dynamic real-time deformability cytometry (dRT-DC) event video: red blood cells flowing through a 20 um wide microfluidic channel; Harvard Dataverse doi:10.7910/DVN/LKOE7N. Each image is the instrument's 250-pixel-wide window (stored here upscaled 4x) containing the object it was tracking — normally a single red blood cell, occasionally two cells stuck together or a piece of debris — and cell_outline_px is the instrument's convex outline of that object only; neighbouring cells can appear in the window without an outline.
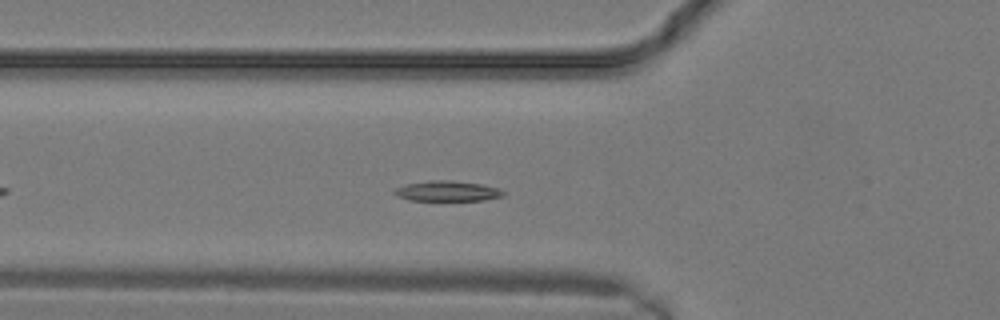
{"species": "common noctule bat (a hibernating species)", "species_latin": "Nyctalus noctula", "temperature_condition": "warm", "stored_images_in_passage": 12, "camera_frame_rate_fps": 3000, "um_per_image_px": 0.085, "animal": {"sex": "male", "body_mass_g": 19.2, "forearm_length_mm": 51.8}, "frame": {"image": 1, "passage_image": 7, "time_ms": 2.0, "image_size_px": [1000, 320], "cell_outline_px": [[504, 192], [500, 196], [480, 200], [412, 200], [400, 196], [396, 192], [400, 188], [408, 184], [476, 184], [496, 188]], "centroid_in_image_um": [38.1, 16.32], "position_along_channel_um": 87.7, "area_um2": 10.75}}
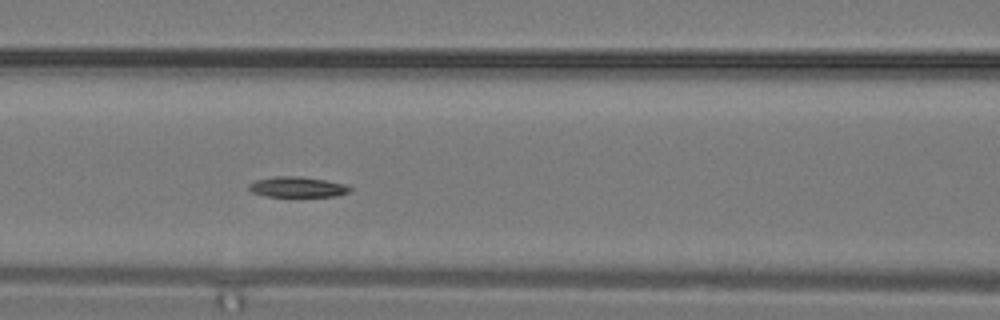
{"frame": {"image": 2, "passage_image": 9, "time_ms": 2.667, "image_size_px": [1000, 320], "cell_outline_px": [[352, 188], [348, 192], [332, 196], [268, 196], [256, 192], [248, 188], [256, 180], [280, 176], [288, 176], [324, 180], [340, 184]], "centroid_in_image_um": [25.28, 15.9], "position_along_channel_um": 141.3, "area_um2": 11.21}}
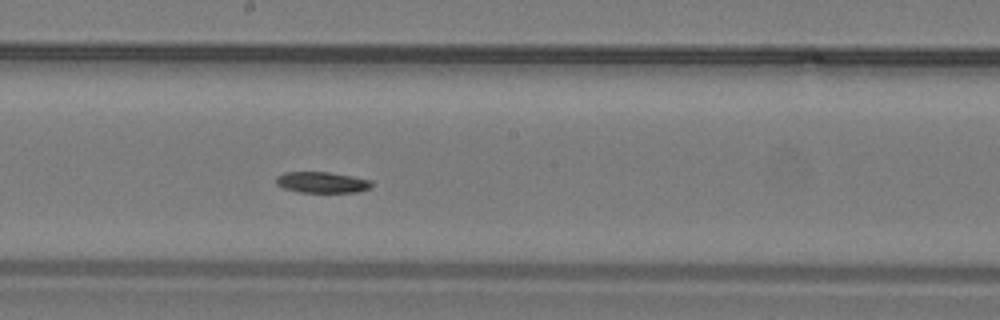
{"frame": {"image": 3, "passage_image": 12, "time_ms": 3.667, "image_size_px": [1000, 320], "cell_outline_px": [[372, 184], [368, 188], [352, 192], [304, 192], [284, 188], [276, 180], [280, 176], [288, 172], [328, 172], [368, 180]], "centroid_in_image_um": [27.36, 15.5], "position_along_channel_um": 220.8, "area_um2": 10.98}}